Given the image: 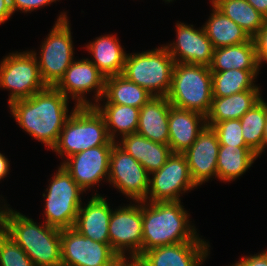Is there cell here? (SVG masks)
Instances as JSON below:
<instances>
[{
  "label": "cell",
  "mask_w": 267,
  "mask_h": 266,
  "mask_svg": "<svg viewBox=\"0 0 267 266\" xmlns=\"http://www.w3.org/2000/svg\"><path fill=\"white\" fill-rule=\"evenodd\" d=\"M259 65L267 63V20L263 27L252 37Z\"/></svg>",
  "instance_id": "cell-35"
},
{
  "label": "cell",
  "mask_w": 267,
  "mask_h": 266,
  "mask_svg": "<svg viewBox=\"0 0 267 266\" xmlns=\"http://www.w3.org/2000/svg\"><path fill=\"white\" fill-rule=\"evenodd\" d=\"M106 77L97 69L90 59L73 61L65 71L63 77L54 86L68 99L69 95L76 99V106H93L92 102L84 97L87 92L95 91V104L102 101L105 90ZM70 93V94H69ZM100 99V100H99Z\"/></svg>",
  "instance_id": "cell-14"
},
{
  "label": "cell",
  "mask_w": 267,
  "mask_h": 266,
  "mask_svg": "<svg viewBox=\"0 0 267 266\" xmlns=\"http://www.w3.org/2000/svg\"><path fill=\"white\" fill-rule=\"evenodd\" d=\"M267 147V120H266V124L264 127V144H263V152H264V148Z\"/></svg>",
  "instance_id": "cell-42"
},
{
  "label": "cell",
  "mask_w": 267,
  "mask_h": 266,
  "mask_svg": "<svg viewBox=\"0 0 267 266\" xmlns=\"http://www.w3.org/2000/svg\"><path fill=\"white\" fill-rule=\"evenodd\" d=\"M174 65L175 61L163 46L151 51L127 54L121 75L146 89L154 97H167Z\"/></svg>",
  "instance_id": "cell-6"
},
{
  "label": "cell",
  "mask_w": 267,
  "mask_h": 266,
  "mask_svg": "<svg viewBox=\"0 0 267 266\" xmlns=\"http://www.w3.org/2000/svg\"><path fill=\"white\" fill-rule=\"evenodd\" d=\"M66 13H61L55 26L42 43L37 59L41 78L46 86L54 87L74 61L73 41Z\"/></svg>",
  "instance_id": "cell-8"
},
{
  "label": "cell",
  "mask_w": 267,
  "mask_h": 266,
  "mask_svg": "<svg viewBox=\"0 0 267 266\" xmlns=\"http://www.w3.org/2000/svg\"><path fill=\"white\" fill-rule=\"evenodd\" d=\"M149 175L141 163L122 149L117 142L113 145L109 160V177L106 181L133 201L147 202Z\"/></svg>",
  "instance_id": "cell-10"
},
{
  "label": "cell",
  "mask_w": 267,
  "mask_h": 266,
  "mask_svg": "<svg viewBox=\"0 0 267 266\" xmlns=\"http://www.w3.org/2000/svg\"><path fill=\"white\" fill-rule=\"evenodd\" d=\"M223 14L238 24L250 38L262 27L266 18L246 0H212Z\"/></svg>",
  "instance_id": "cell-30"
},
{
  "label": "cell",
  "mask_w": 267,
  "mask_h": 266,
  "mask_svg": "<svg viewBox=\"0 0 267 266\" xmlns=\"http://www.w3.org/2000/svg\"><path fill=\"white\" fill-rule=\"evenodd\" d=\"M206 126V117L196 111L170 107L168 145L173 153L183 154Z\"/></svg>",
  "instance_id": "cell-19"
},
{
  "label": "cell",
  "mask_w": 267,
  "mask_h": 266,
  "mask_svg": "<svg viewBox=\"0 0 267 266\" xmlns=\"http://www.w3.org/2000/svg\"><path fill=\"white\" fill-rule=\"evenodd\" d=\"M115 143L109 137L104 117L94 106L75 105L52 150L68 158L89 148Z\"/></svg>",
  "instance_id": "cell-4"
},
{
  "label": "cell",
  "mask_w": 267,
  "mask_h": 266,
  "mask_svg": "<svg viewBox=\"0 0 267 266\" xmlns=\"http://www.w3.org/2000/svg\"><path fill=\"white\" fill-rule=\"evenodd\" d=\"M104 117L109 137L115 142L118 131L121 137L136 133L138 128L140 109L128 105L105 104L103 107L93 104ZM102 107V108H101Z\"/></svg>",
  "instance_id": "cell-29"
},
{
  "label": "cell",
  "mask_w": 267,
  "mask_h": 266,
  "mask_svg": "<svg viewBox=\"0 0 267 266\" xmlns=\"http://www.w3.org/2000/svg\"><path fill=\"white\" fill-rule=\"evenodd\" d=\"M117 144L151 173L159 170L173 153L168 144L153 142L138 133L123 136Z\"/></svg>",
  "instance_id": "cell-22"
},
{
  "label": "cell",
  "mask_w": 267,
  "mask_h": 266,
  "mask_svg": "<svg viewBox=\"0 0 267 266\" xmlns=\"http://www.w3.org/2000/svg\"><path fill=\"white\" fill-rule=\"evenodd\" d=\"M267 120V103L261 99L241 118L245 143L259 156L263 152L264 127Z\"/></svg>",
  "instance_id": "cell-32"
},
{
  "label": "cell",
  "mask_w": 267,
  "mask_h": 266,
  "mask_svg": "<svg viewBox=\"0 0 267 266\" xmlns=\"http://www.w3.org/2000/svg\"><path fill=\"white\" fill-rule=\"evenodd\" d=\"M177 42L167 48L175 63L196 64L209 66L214 54V47L203 27L196 30L193 25L176 24Z\"/></svg>",
  "instance_id": "cell-16"
},
{
  "label": "cell",
  "mask_w": 267,
  "mask_h": 266,
  "mask_svg": "<svg viewBox=\"0 0 267 266\" xmlns=\"http://www.w3.org/2000/svg\"><path fill=\"white\" fill-rule=\"evenodd\" d=\"M211 17L203 26L214 48H222L248 42L251 38L234 21L212 3Z\"/></svg>",
  "instance_id": "cell-26"
},
{
  "label": "cell",
  "mask_w": 267,
  "mask_h": 266,
  "mask_svg": "<svg viewBox=\"0 0 267 266\" xmlns=\"http://www.w3.org/2000/svg\"><path fill=\"white\" fill-rule=\"evenodd\" d=\"M149 179L148 202L181 201L180 193L197 187L183 154L172 153L165 164L151 173Z\"/></svg>",
  "instance_id": "cell-11"
},
{
  "label": "cell",
  "mask_w": 267,
  "mask_h": 266,
  "mask_svg": "<svg viewBox=\"0 0 267 266\" xmlns=\"http://www.w3.org/2000/svg\"><path fill=\"white\" fill-rule=\"evenodd\" d=\"M103 97L107 99L106 104L128 105L140 109L154 96L123 75H116L106 78Z\"/></svg>",
  "instance_id": "cell-28"
},
{
  "label": "cell",
  "mask_w": 267,
  "mask_h": 266,
  "mask_svg": "<svg viewBox=\"0 0 267 266\" xmlns=\"http://www.w3.org/2000/svg\"><path fill=\"white\" fill-rule=\"evenodd\" d=\"M209 247L207 242H182L147 250L141 257L146 266H200Z\"/></svg>",
  "instance_id": "cell-18"
},
{
  "label": "cell",
  "mask_w": 267,
  "mask_h": 266,
  "mask_svg": "<svg viewBox=\"0 0 267 266\" xmlns=\"http://www.w3.org/2000/svg\"><path fill=\"white\" fill-rule=\"evenodd\" d=\"M46 189L45 220L49 226L58 229L73 228L79 208L82 206L80 194L83 189L71 177V174L60 165Z\"/></svg>",
  "instance_id": "cell-7"
},
{
  "label": "cell",
  "mask_w": 267,
  "mask_h": 266,
  "mask_svg": "<svg viewBox=\"0 0 267 266\" xmlns=\"http://www.w3.org/2000/svg\"><path fill=\"white\" fill-rule=\"evenodd\" d=\"M86 47L94 58L90 61L106 78L122 74L127 54L116 36L97 37Z\"/></svg>",
  "instance_id": "cell-24"
},
{
  "label": "cell",
  "mask_w": 267,
  "mask_h": 266,
  "mask_svg": "<svg viewBox=\"0 0 267 266\" xmlns=\"http://www.w3.org/2000/svg\"><path fill=\"white\" fill-rule=\"evenodd\" d=\"M137 203L112 210L108 227L109 242L119 256L125 255L128 248L131 256L142 255V201Z\"/></svg>",
  "instance_id": "cell-13"
},
{
  "label": "cell",
  "mask_w": 267,
  "mask_h": 266,
  "mask_svg": "<svg viewBox=\"0 0 267 266\" xmlns=\"http://www.w3.org/2000/svg\"><path fill=\"white\" fill-rule=\"evenodd\" d=\"M252 38L248 42L215 48L210 71L260 70Z\"/></svg>",
  "instance_id": "cell-25"
},
{
  "label": "cell",
  "mask_w": 267,
  "mask_h": 266,
  "mask_svg": "<svg viewBox=\"0 0 267 266\" xmlns=\"http://www.w3.org/2000/svg\"><path fill=\"white\" fill-rule=\"evenodd\" d=\"M258 158L249 146L220 145L217 159V178L233 181L245 173Z\"/></svg>",
  "instance_id": "cell-27"
},
{
  "label": "cell",
  "mask_w": 267,
  "mask_h": 266,
  "mask_svg": "<svg viewBox=\"0 0 267 266\" xmlns=\"http://www.w3.org/2000/svg\"><path fill=\"white\" fill-rule=\"evenodd\" d=\"M56 1L58 0H10V5L13 13L17 10L27 13Z\"/></svg>",
  "instance_id": "cell-36"
},
{
  "label": "cell",
  "mask_w": 267,
  "mask_h": 266,
  "mask_svg": "<svg viewBox=\"0 0 267 266\" xmlns=\"http://www.w3.org/2000/svg\"><path fill=\"white\" fill-rule=\"evenodd\" d=\"M168 101L174 107L208 115L212 105V72L209 66L175 63Z\"/></svg>",
  "instance_id": "cell-5"
},
{
  "label": "cell",
  "mask_w": 267,
  "mask_h": 266,
  "mask_svg": "<svg viewBox=\"0 0 267 266\" xmlns=\"http://www.w3.org/2000/svg\"><path fill=\"white\" fill-rule=\"evenodd\" d=\"M232 266H267V250L259 254L244 256Z\"/></svg>",
  "instance_id": "cell-37"
},
{
  "label": "cell",
  "mask_w": 267,
  "mask_h": 266,
  "mask_svg": "<svg viewBox=\"0 0 267 266\" xmlns=\"http://www.w3.org/2000/svg\"><path fill=\"white\" fill-rule=\"evenodd\" d=\"M10 161L0 153V180L6 177L10 168Z\"/></svg>",
  "instance_id": "cell-41"
},
{
  "label": "cell",
  "mask_w": 267,
  "mask_h": 266,
  "mask_svg": "<svg viewBox=\"0 0 267 266\" xmlns=\"http://www.w3.org/2000/svg\"><path fill=\"white\" fill-rule=\"evenodd\" d=\"M181 201H142V254L150 249L182 242H206L189 224Z\"/></svg>",
  "instance_id": "cell-2"
},
{
  "label": "cell",
  "mask_w": 267,
  "mask_h": 266,
  "mask_svg": "<svg viewBox=\"0 0 267 266\" xmlns=\"http://www.w3.org/2000/svg\"><path fill=\"white\" fill-rule=\"evenodd\" d=\"M219 141L212 127L205 126L195 142L183 155L186 158L191 177L198 186L210 178L217 177Z\"/></svg>",
  "instance_id": "cell-17"
},
{
  "label": "cell",
  "mask_w": 267,
  "mask_h": 266,
  "mask_svg": "<svg viewBox=\"0 0 267 266\" xmlns=\"http://www.w3.org/2000/svg\"><path fill=\"white\" fill-rule=\"evenodd\" d=\"M127 259L129 257L126 258L125 255L118 256L109 266H146L141 256L130 255V260Z\"/></svg>",
  "instance_id": "cell-38"
},
{
  "label": "cell",
  "mask_w": 267,
  "mask_h": 266,
  "mask_svg": "<svg viewBox=\"0 0 267 266\" xmlns=\"http://www.w3.org/2000/svg\"><path fill=\"white\" fill-rule=\"evenodd\" d=\"M4 205L2 230L18 244L36 266H61V230L37 225L31 218Z\"/></svg>",
  "instance_id": "cell-3"
},
{
  "label": "cell",
  "mask_w": 267,
  "mask_h": 266,
  "mask_svg": "<svg viewBox=\"0 0 267 266\" xmlns=\"http://www.w3.org/2000/svg\"><path fill=\"white\" fill-rule=\"evenodd\" d=\"M107 200L96 193L85 207H80L74 225L81 235L93 241L110 244L109 221L112 209Z\"/></svg>",
  "instance_id": "cell-20"
},
{
  "label": "cell",
  "mask_w": 267,
  "mask_h": 266,
  "mask_svg": "<svg viewBox=\"0 0 267 266\" xmlns=\"http://www.w3.org/2000/svg\"><path fill=\"white\" fill-rule=\"evenodd\" d=\"M260 90H247L227 97H213L206 125L212 127L217 122L240 119L262 98Z\"/></svg>",
  "instance_id": "cell-23"
},
{
  "label": "cell",
  "mask_w": 267,
  "mask_h": 266,
  "mask_svg": "<svg viewBox=\"0 0 267 266\" xmlns=\"http://www.w3.org/2000/svg\"><path fill=\"white\" fill-rule=\"evenodd\" d=\"M68 98L47 86L27 99L12 102V116L29 135L53 149L68 117Z\"/></svg>",
  "instance_id": "cell-1"
},
{
  "label": "cell",
  "mask_w": 267,
  "mask_h": 266,
  "mask_svg": "<svg viewBox=\"0 0 267 266\" xmlns=\"http://www.w3.org/2000/svg\"><path fill=\"white\" fill-rule=\"evenodd\" d=\"M0 266H36L8 234L0 230Z\"/></svg>",
  "instance_id": "cell-33"
},
{
  "label": "cell",
  "mask_w": 267,
  "mask_h": 266,
  "mask_svg": "<svg viewBox=\"0 0 267 266\" xmlns=\"http://www.w3.org/2000/svg\"><path fill=\"white\" fill-rule=\"evenodd\" d=\"M113 145H100L76 153L64 161L62 166L84 190L109 177V160Z\"/></svg>",
  "instance_id": "cell-15"
},
{
  "label": "cell",
  "mask_w": 267,
  "mask_h": 266,
  "mask_svg": "<svg viewBox=\"0 0 267 266\" xmlns=\"http://www.w3.org/2000/svg\"><path fill=\"white\" fill-rule=\"evenodd\" d=\"M171 106L167 97H152L140 108L136 133L153 142L168 144V119Z\"/></svg>",
  "instance_id": "cell-21"
},
{
  "label": "cell",
  "mask_w": 267,
  "mask_h": 266,
  "mask_svg": "<svg viewBox=\"0 0 267 266\" xmlns=\"http://www.w3.org/2000/svg\"><path fill=\"white\" fill-rule=\"evenodd\" d=\"M250 3L260 14L267 18V0H246Z\"/></svg>",
  "instance_id": "cell-40"
},
{
  "label": "cell",
  "mask_w": 267,
  "mask_h": 266,
  "mask_svg": "<svg viewBox=\"0 0 267 266\" xmlns=\"http://www.w3.org/2000/svg\"><path fill=\"white\" fill-rule=\"evenodd\" d=\"M1 209H0V230L2 229V215H3V208L4 207H0Z\"/></svg>",
  "instance_id": "cell-43"
},
{
  "label": "cell",
  "mask_w": 267,
  "mask_h": 266,
  "mask_svg": "<svg viewBox=\"0 0 267 266\" xmlns=\"http://www.w3.org/2000/svg\"><path fill=\"white\" fill-rule=\"evenodd\" d=\"M212 129L216 132L220 145L248 146L242 135L240 119L217 122Z\"/></svg>",
  "instance_id": "cell-34"
},
{
  "label": "cell",
  "mask_w": 267,
  "mask_h": 266,
  "mask_svg": "<svg viewBox=\"0 0 267 266\" xmlns=\"http://www.w3.org/2000/svg\"><path fill=\"white\" fill-rule=\"evenodd\" d=\"M34 51L10 53L0 64V87L11 91L8 105L27 99L47 86L43 82Z\"/></svg>",
  "instance_id": "cell-9"
},
{
  "label": "cell",
  "mask_w": 267,
  "mask_h": 266,
  "mask_svg": "<svg viewBox=\"0 0 267 266\" xmlns=\"http://www.w3.org/2000/svg\"><path fill=\"white\" fill-rule=\"evenodd\" d=\"M119 255L74 228L61 229V266H109Z\"/></svg>",
  "instance_id": "cell-12"
},
{
  "label": "cell",
  "mask_w": 267,
  "mask_h": 266,
  "mask_svg": "<svg viewBox=\"0 0 267 266\" xmlns=\"http://www.w3.org/2000/svg\"><path fill=\"white\" fill-rule=\"evenodd\" d=\"M259 70H238L212 72L213 97H227L247 90H260L253 82Z\"/></svg>",
  "instance_id": "cell-31"
},
{
  "label": "cell",
  "mask_w": 267,
  "mask_h": 266,
  "mask_svg": "<svg viewBox=\"0 0 267 266\" xmlns=\"http://www.w3.org/2000/svg\"><path fill=\"white\" fill-rule=\"evenodd\" d=\"M12 14L10 0H0V24L8 20Z\"/></svg>",
  "instance_id": "cell-39"
}]
</instances>
